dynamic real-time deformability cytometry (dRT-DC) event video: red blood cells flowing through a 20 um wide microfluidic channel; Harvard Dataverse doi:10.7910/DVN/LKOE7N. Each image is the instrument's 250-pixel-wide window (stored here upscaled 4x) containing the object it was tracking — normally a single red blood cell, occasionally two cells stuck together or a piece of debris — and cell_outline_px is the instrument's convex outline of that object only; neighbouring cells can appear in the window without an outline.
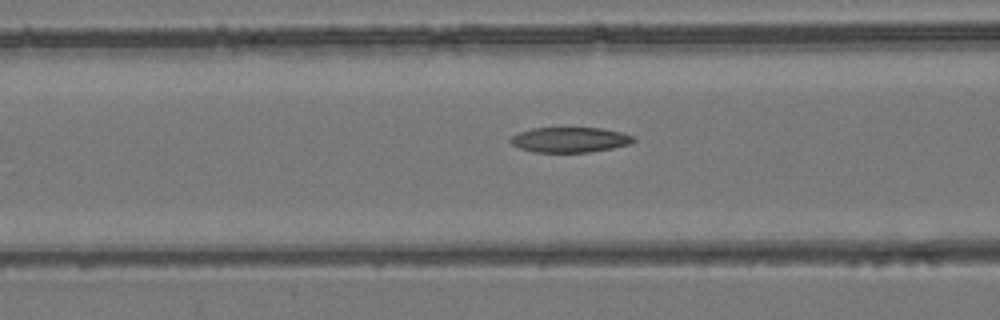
{"species": "common noctule bat (a hibernating species)", "species_latin": "Nyctalus noctula", "temperature_condition": "room temperature", "stored_images_in_passage": 54, "camera_frame_rate_fps": 3000, "um_per_image_px": 0.085, "animal": {"sex": "female", "body_mass_g": 24.6, "forearm_length_mm": 56.2}, "frame": {"image": 1, "passage_image": 22, "time_ms": 7.0, "image_size_px": [1000, 320], "cell_outline_px": [[636, 140], [632, 144], [612, 148], [588, 152], [536, 152], [520, 148], [512, 144], [508, 140], [512, 136], [520, 132], [532, 128], [600, 128], [620, 132], [636, 136]], "centroid_in_image_um": [48.48, 11.88], "position_along_channel_um": 118.1, "area_um2": 18.03}}
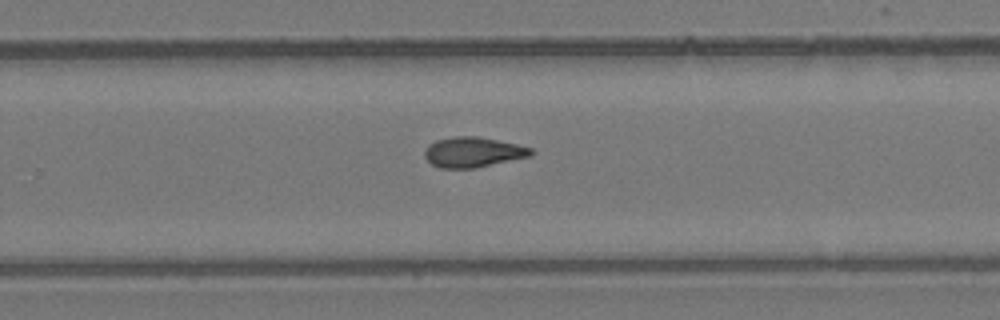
{"frame": {"image": 2, "passage_image": 35, "time_ms": 11.333, "image_size_px": [1000, 320], "cell_outline_px": [[536, 152], [532, 156], [476, 168], [440, 168], [432, 164], [424, 156], [424, 152], [428, 144], [436, 140], [456, 136], [480, 136], [516, 144], [532, 148]], "centroid_in_image_um": [40.24, 12.93], "position_along_channel_um": 289.6, "area_um2": 18.9}}
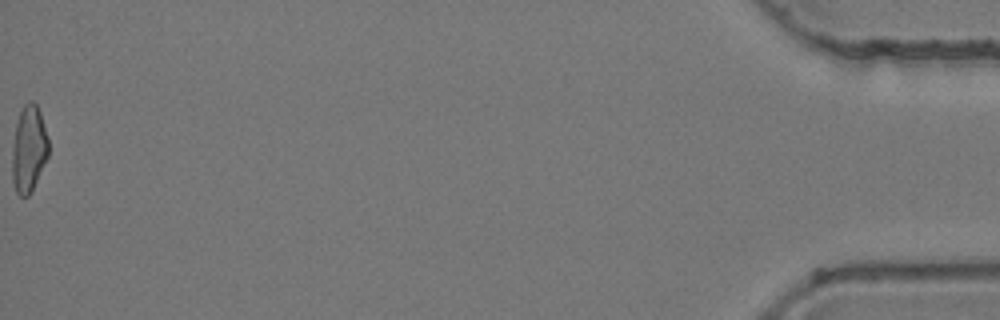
{"frame": {"image": 3, "passage_image": 54, "time_ms": 17.667, "image_size_px": [1000, 320], "cell_outline_px": [[48, 156], [32, 192], [28, 196], [20, 196], [16, 192], [12, 180], [12, 148], [16, 124], [20, 112], [24, 104], [28, 100], [32, 100], [36, 104], [40, 112], [48, 136]], "centroid_in_image_um": [2.45, 12.67], "position_along_channel_um": 432.8, "area_um2": 18.5}, "authors_computed_cell_mechanics": {"area_um2": 18.7561, "velocity_mm_per_s": 3.9592, "shape_relaxation_time_tau1_ms": null, "shape_relaxation_time_tau2_ms": 7.0741, "deformation_change_tau1": null, "deformation_change_tau2": 0.1667}}